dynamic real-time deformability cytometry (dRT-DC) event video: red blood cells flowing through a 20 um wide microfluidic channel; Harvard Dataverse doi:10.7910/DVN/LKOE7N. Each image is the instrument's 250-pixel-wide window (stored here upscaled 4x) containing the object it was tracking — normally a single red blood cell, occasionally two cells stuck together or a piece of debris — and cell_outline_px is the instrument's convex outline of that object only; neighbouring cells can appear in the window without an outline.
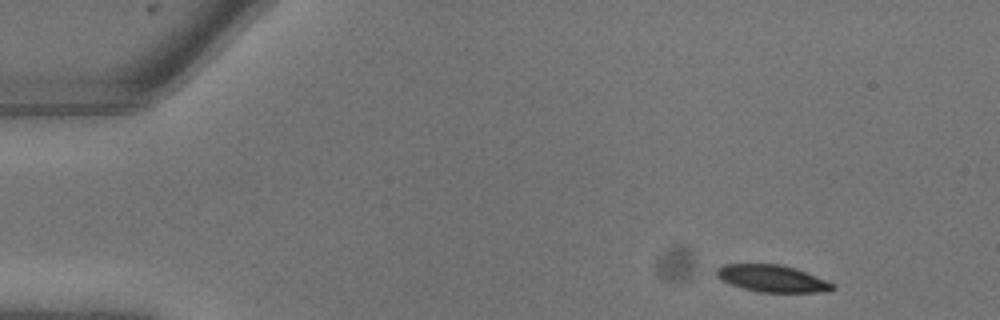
{"species": "common noctule bat (a hibernating species)", "species_latin": "Nyctalus noctula", "temperature_condition": "warm", "stored_images_in_passage": 7, "camera_frame_rate_fps": 3000, "um_per_image_px": 0.085, "animal": {"sex": "male", "body_mass_g": 13.3}, "frame": {"image": 1, "passage_image": 1, "time_ms": 0.0, "image_size_px": [1000, 320], "cell_outline_px": [[836, 288], [820, 292], [756, 292], [720, 280], [716, 276], [716, 268], [724, 264], [784, 264], [796, 268], [836, 284]], "centroid_in_image_um": [65.63, 23.66], "position_along_channel_um": 19.4, "area_um2": 18.32}}
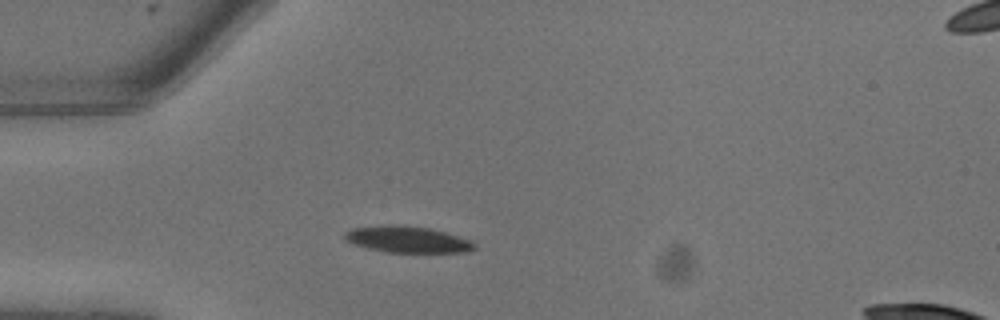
{"frame": {"image": 2, "passage_image": 5, "time_ms": 1.333, "image_size_px": [1000, 320], "cell_outline_px": [[476, 248], [468, 252], [384, 252], [368, 248], [344, 240], [344, 232], [352, 228], [384, 224], [392, 224], [428, 228], [444, 232], [472, 240], [476, 244]], "centroid_in_image_um": [34.62, 20.35], "position_along_channel_um": 50.4, "area_um2": 20.0}}
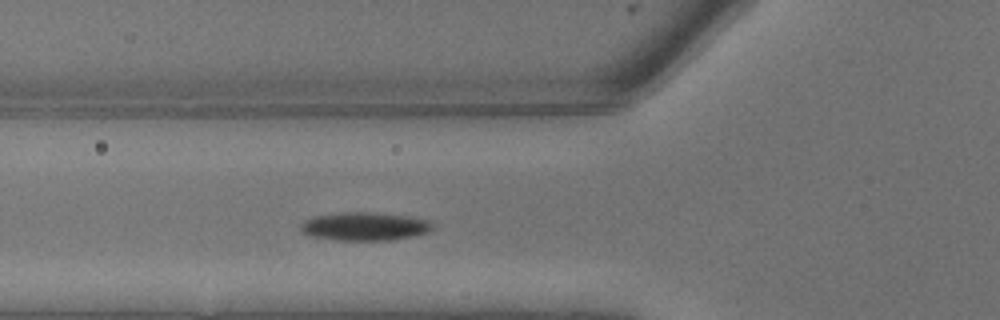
{"frame": {"image": 3, "passage_image": 7, "time_ms": 2.0, "image_size_px": [1000, 320], "cell_outline_px": [[432, 228], [428, 232], [412, 236], [388, 240], [336, 240], [308, 236], [300, 232], [300, 224], [304, 220], [316, 216], [340, 212], [376, 212], [408, 216], [428, 220], [432, 224]], "centroid_in_image_um": [30.94, 19.24], "position_along_channel_um": 94.9, "area_um2": 21.85}}